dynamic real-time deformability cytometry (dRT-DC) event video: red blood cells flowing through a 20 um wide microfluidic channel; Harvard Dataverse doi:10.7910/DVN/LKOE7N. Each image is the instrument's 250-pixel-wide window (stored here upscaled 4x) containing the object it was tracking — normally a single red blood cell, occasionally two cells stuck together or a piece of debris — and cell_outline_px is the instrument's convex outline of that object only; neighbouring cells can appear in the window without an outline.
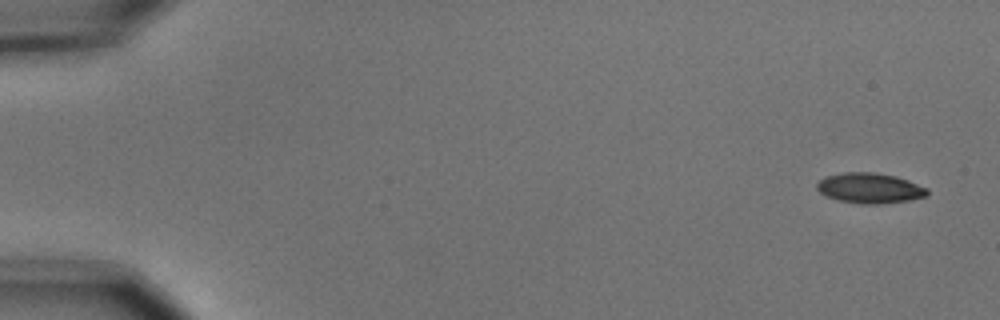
{"species": "common noctule bat (a hibernating species)", "species_latin": "Nyctalus noctula", "temperature_condition": "cold", "stored_images_in_passage": 4, "camera_frame_rate_fps": 3000, "um_per_image_px": 0.085, "animal": {"sex": "male", "body_mass_g": 15.6}, "frame": {"image": 1, "passage_image": 1, "time_ms": 0.0, "image_size_px": [1000, 320], "cell_outline_px": [[928, 196], [908, 200], [880, 204], [860, 204], [836, 200], [820, 192], [816, 188], [816, 184], [824, 176], [844, 172], [872, 172], [896, 176], [908, 180], [928, 188]], "centroid_in_image_um": [73.92, 15.99], "position_along_channel_um": 11.1, "area_um2": 19.59}}
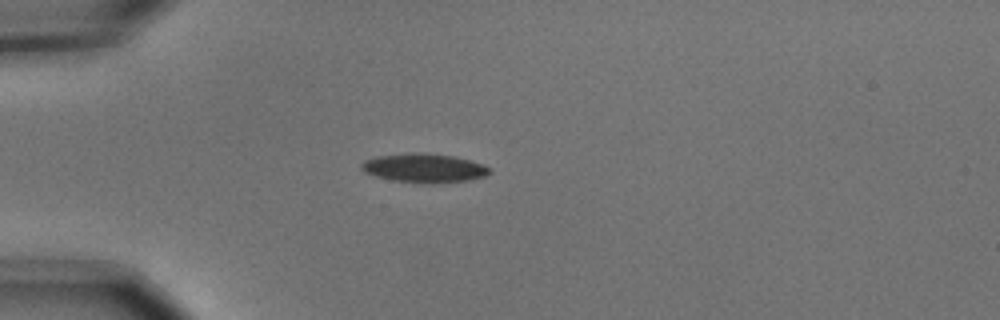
{"frame": {"image": 2, "passage_image": 4, "time_ms": 1.0, "image_size_px": [1000, 320], "cell_outline_px": [[492, 172], [484, 176], [468, 180], [432, 184], [392, 180], [376, 176], [364, 172], [360, 168], [360, 164], [364, 160], [376, 156], [412, 152], [424, 152], [452, 156], [484, 164], [492, 168]], "centroid_in_image_um": [36.05, 14.28], "position_along_channel_um": 49.0, "area_um2": 21.79}}